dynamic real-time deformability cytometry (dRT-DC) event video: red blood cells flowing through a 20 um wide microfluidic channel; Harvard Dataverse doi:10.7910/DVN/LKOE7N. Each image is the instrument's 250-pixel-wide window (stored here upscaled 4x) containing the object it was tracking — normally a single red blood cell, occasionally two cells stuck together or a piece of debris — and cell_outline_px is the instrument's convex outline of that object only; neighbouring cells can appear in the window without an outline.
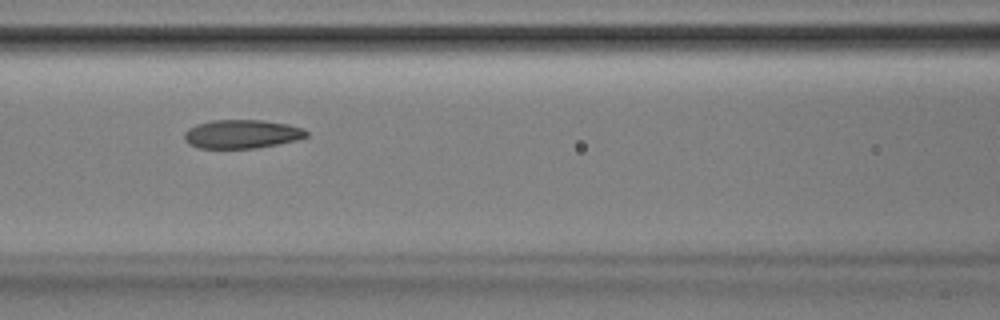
{"species": "Egyptian fruit bat (a non-hibernating species)", "species_latin": "Rousettus aegyptiacus", "temperature_condition": "room temperature", "stored_images_in_passage": 53, "camera_frame_rate_fps": 3000, "um_per_image_px": 0.085, "animal": {"sex": "male"}, "frame": {"image": 1, "passage_image": 23, "time_ms": 7.333, "image_size_px": [1000, 320], "cell_outline_px": [[308, 136], [296, 140], [256, 148], [196, 148], [188, 144], [184, 140], [184, 132], [188, 128], [196, 124], [212, 120], [264, 120], [288, 124], [304, 128], [308, 132]], "centroid_in_image_um": [20.53, 11.39], "position_along_channel_um": 146.1, "area_um2": 20.58}}
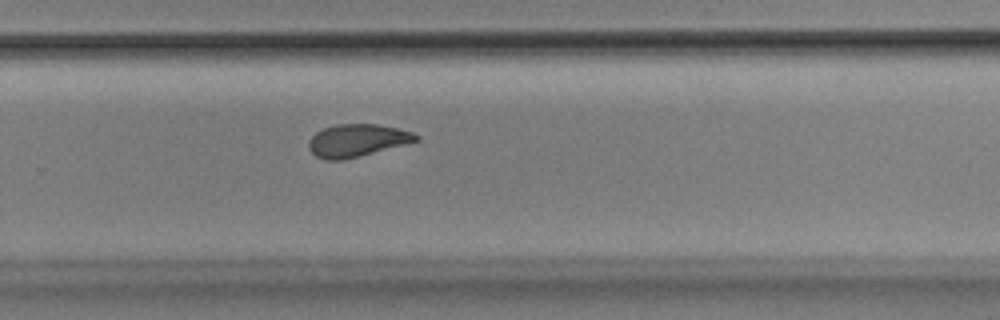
{"frame": {"image": 2, "passage_image": 35, "time_ms": 11.333, "image_size_px": [1000, 320], "cell_outline_px": [[420, 140], [340, 160], [324, 160], [316, 156], [308, 148], [308, 140], [316, 132], [324, 128], [336, 124], [376, 124], [396, 128], [412, 132], [420, 136]], "centroid_in_image_um": [30.31, 11.92], "position_along_channel_um": 299.5, "area_um2": 20.0}}
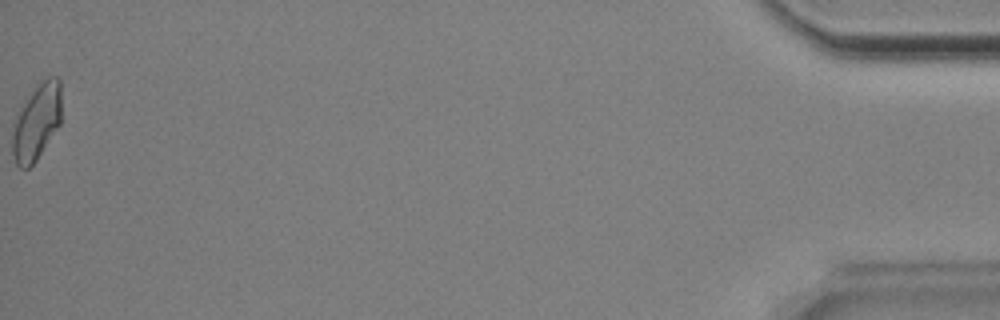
{"frame": {"image": 3, "passage_image": 53, "time_ms": 17.333, "image_size_px": [1000, 320], "cell_outline_px": [[60, 124], [36, 160], [28, 168], [20, 168], [16, 164], [12, 152], [12, 120], [24, 100], [40, 80], [48, 76], [56, 76], [60, 80]], "centroid_in_image_um": [3.07, 10.33], "position_along_channel_um": 432.1, "area_um2": 22.08}, "authors_computed_cell_mechanics": {"area_um2": 21.097, "velocity_mm_per_s": 3.8536, "shape_relaxation_time_tau1_ms": 5.3859, "shape_relaxation_time_tau2_ms": 2.9814, "deformation_change_tau1": 0.1409, "deformation_change_tau2": 0.0835}}